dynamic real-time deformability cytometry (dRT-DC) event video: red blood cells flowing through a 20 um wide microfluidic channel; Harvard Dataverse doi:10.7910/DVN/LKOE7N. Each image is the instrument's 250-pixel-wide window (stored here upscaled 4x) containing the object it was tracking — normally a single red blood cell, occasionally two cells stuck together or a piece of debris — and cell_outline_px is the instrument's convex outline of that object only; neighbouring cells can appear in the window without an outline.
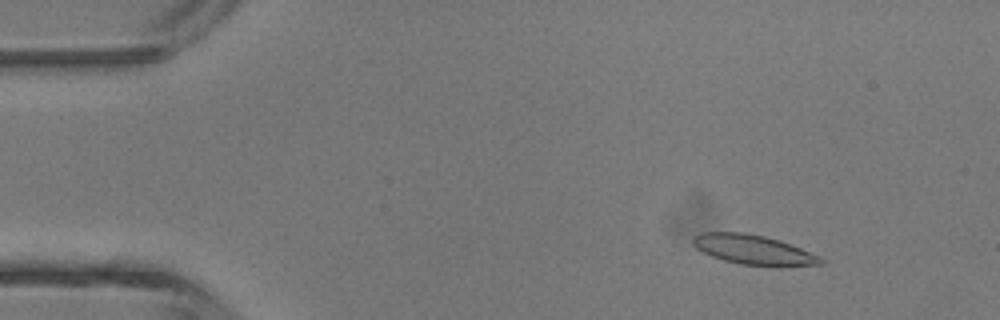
{"species": "common noctule bat (a hibernating species)", "species_latin": "Nyctalus noctula", "temperature_condition": "room temperature", "stored_images_in_passage": 3, "camera_frame_rate_fps": 3000, "um_per_image_px": 0.085, "animal": {"sex": "male", "body_mass_g": 13.3}, "frame": {"image": 1, "passage_image": 1, "time_ms": 0.0, "image_size_px": [1000, 320], "cell_outline_px": [[824, 264], [780, 268], [776, 268], [740, 264], [724, 260], [712, 256], [696, 248], [692, 244], [692, 236], [704, 232], [744, 232], [764, 236], [780, 240], [820, 256], [824, 260]], "centroid_in_image_um": [64.09, 21.26], "position_along_channel_um": 20.9, "area_um2": 22.6}}